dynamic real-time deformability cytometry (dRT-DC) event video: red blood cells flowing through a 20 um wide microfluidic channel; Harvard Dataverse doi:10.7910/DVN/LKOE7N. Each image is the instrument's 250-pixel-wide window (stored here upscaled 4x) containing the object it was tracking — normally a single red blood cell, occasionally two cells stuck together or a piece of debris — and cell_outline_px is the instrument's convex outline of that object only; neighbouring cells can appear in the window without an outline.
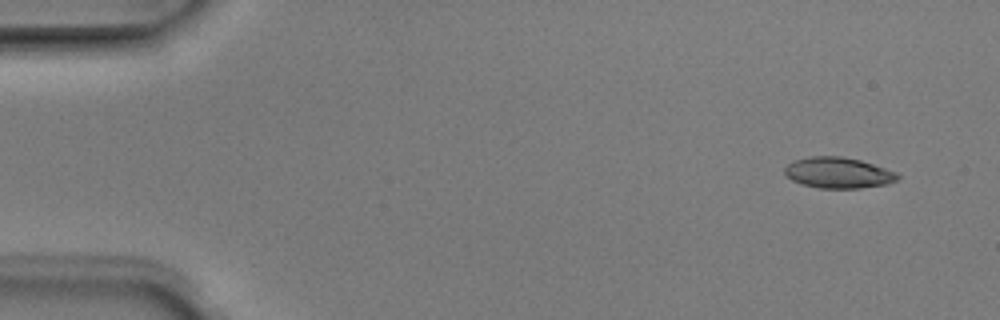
{"species": "Egyptian fruit bat (a non-hibernating species)", "species_latin": "Rousettus aegyptiacus", "temperature_condition": "room temperature", "stored_images_in_passage": 4, "camera_frame_rate_fps": 3000, "um_per_image_px": 0.085, "animal": {"sex": "male"}, "frame": {"image": 1, "passage_image": 1, "time_ms": 0.0, "image_size_px": [1000, 320], "cell_outline_px": [[900, 176], [896, 180], [888, 184], [860, 188], [820, 188], [800, 184], [784, 176], [784, 168], [788, 164], [796, 160], [808, 156], [840, 156], [860, 160], [896, 172]], "centroid_in_image_um": [71.21, 14.69], "position_along_channel_um": 13.8, "area_um2": 20.35}}
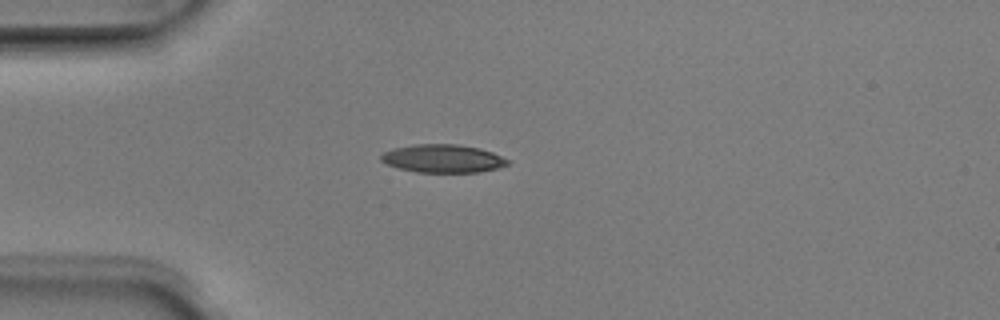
{"frame": {"image": 2, "passage_image": 4, "time_ms": 1.0, "image_size_px": [1000, 320], "cell_outline_px": [[508, 164], [496, 168], [480, 172], [416, 172], [400, 168], [388, 164], [380, 160], [380, 156], [384, 152], [396, 148], [416, 144], [456, 144], [480, 148], [492, 152], [508, 160]], "centroid_in_image_um": [37.64, 13.47], "position_along_channel_um": 47.4, "area_um2": 20.46}}